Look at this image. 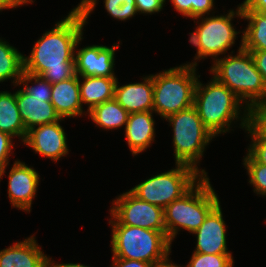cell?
<instances>
[{"instance_id": "cell-1", "label": "cell", "mask_w": 266, "mask_h": 267, "mask_svg": "<svg viewBox=\"0 0 266 267\" xmlns=\"http://www.w3.org/2000/svg\"><path fill=\"white\" fill-rule=\"evenodd\" d=\"M97 0H81L64 19L46 31L23 57L24 71L40 75L51 84L72 78L75 72V49L83 39V28Z\"/></svg>"}, {"instance_id": "cell-2", "label": "cell", "mask_w": 266, "mask_h": 267, "mask_svg": "<svg viewBox=\"0 0 266 267\" xmlns=\"http://www.w3.org/2000/svg\"><path fill=\"white\" fill-rule=\"evenodd\" d=\"M199 80L195 87L194 106L209 131L215 137L224 134L230 130L232 121H238L239 118L241 128L245 129L249 124V109L244 107L241 115L244 105L238 96L214 77L206 85Z\"/></svg>"}, {"instance_id": "cell-3", "label": "cell", "mask_w": 266, "mask_h": 267, "mask_svg": "<svg viewBox=\"0 0 266 267\" xmlns=\"http://www.w3.org/2000/svg\"><path fill=\"white\" fill-rule=\"evenodd\" d=\"M210 72L245 104L248 109L266 102V84L256 68L249 51L243 49V39L237 55H228L213 61Z\"/></svg>"}, {"instance_id": "cell-4", "label": "cell", "mask_w": 266, "mask_h": 267, "mask_svg": "<svg viewBox=\"0 0 266 267\" xmlns=\"http://www.w3.org/2000/svg\"><path fill=\"white\" fill-rule=\"evenodd\" d=\"M208 176H202L185 194L164 208V224L173 242L180 229L195 232L220 202Z\"/></svg>"}, {"instance_id": "cell-5", "label": "cell", "mask_w": 266, "mask_h": 267, "mask_svg": "<svg viewBox=\"0 0 266 267\" xmlns=\"http://www.w3.org/2000/svg\"><path fill=\"white\" fill-rule=\"evenodd\" d=\"M153 111L163 119L194 105L196 66L182 64L153 74Z\"/></svg>"}, {"instance_id": "cell-6", "label": "cell", "mask_w": 266, "mask_h": 267, "mask_svg": "<svg viewBox=\"0 0 266 267\" xmlns=\"http://www.w3.org/2000/svg\"><path fill=\"white\" fill-rule=\"evenodd\" d=\"M113 257L158 264L169 258L171 242L166 231L111 225Z\"/></svg>"}, {"instance_id": "cell-7", "label": "cell", "mask_w": 266, "mask_h": 267, "mask_svg": "<svg viewBox=\"0 0 266 267\" xmlns=\"http://www.w3.org/2000/svg\"><path fill=\"white\" fill-rule=\"evenodd\" d=\"M173 130V146L176 164L193 167L202 176H207L204 169L198 168L205 146L215 138L213 133L203 124L196 107L171 114L165 118ZM201 170V171H200Z\"/></svg>"}, {"instance_id": "cell-8", "label": "cell", "mask_w": 266, "mask_h": 267, "mask_svg": "<svg viewBox=\"0 0 266 267\" xmlns=\"http://www.w3.org/2000/svg\"><path fill=\"white\" fill-rule=\"evenodd\" d=\"M235 16L242 19L241 4L235 11L229 10L226 15L207 16L206 18L202 16L194 19L202 20L200 23L196 22L198 26L194 32L190 33L189 42L196 47L197 54L194 57L195 61L187 63L188 65L197 66L196 60L205 59L208 56L213 57L215 61L219 55L226 54L230 50L235 43L236 35L240 33L235 30L232 23Z\"/></svg>"}, {"instance_id": "cell-9", "label": "cell", "mask_w": 266, "mask_h": 267, "mask_svg": "<svg viewBox=\"0 0 266 267\" xmlns=\"http://www.w3.org/2000/svg\"><path fill=\"white\" fill-rule=\"evenodd\" d=\"M28 83L34 86H29ZM22 84L25 86L16 91V102L27 131L38 125L63 120L50 102L52 91L50 82L40 75L23 71L17 85Z\"/></svg>"}, {"instance_id": "cell-10", "label": "cell", "mask_w": 266, "mask_h": 267, "mask_svg": "<svg viewBox=\"0 0 266 267\" xmlns=\"http://www.w3.org/2000/svg\"><path fill=\"white\" fill-rule=\"evenodd\" d=\"M202 175L193 167L176 164V168L139 183L130 191L139 199L163 209L185 194Z\"/></svg>"}, {"instance_id": "cell-11", "label": "cell", "mask_w": 266, "mask_h": 267, "mask_svg": "<svg viewBox=\"0 0 266 267\" xmlns=\"http://www.w3.org/2000/svg\"><path fill=\"white\" fill-rule=\"evenodd\" d=\"M110 225L136 226L143 229L166 231L164 209L139 199L130 190L113 200ZM112 219V220H111Z\"/></svg>"}, {"instance_id": "cell-12", "label": "cell", "mask_w": 266, "mask_h": 267, "mask_svg": "<svg viewBox=\"0 0 266 267\" xmlns=\"http://www.w3.org/2000/svg\"><path fill=\"white\" fill-rule=\"evenodd\" d=\"M60 122L61 120L29 129L23 143L52 161L60 160L69 152L66 133Z\"/></svg>"}, {"instance_id": "cell-13", "label": "cell", "mask_w": 266, "mask_h": 267, "mask_svg": "<svg viewBox=\"0 0 266 267\" xmlns=\"http://www.w3.org/2000/svg\"><path fill=\"white\" fill-rule=\"evenodd\" d=\"M9 171L8 197L12 207L28 213L36 197L40 175L20 160H16Z\"/></svg>"}, {"instance_id": "cell-14", "label": "cell", "mask_w": 266, "mask_h": 267, "mask_svg": "<svg viewBox=\"0 0 266 267\" xmlns=\"http://www.w3.org/2000/svg\"><path fill=\"white\" fill-rule=\"evenodd\" d=\"M120 44L112 47L91 45L75 51V72L78 76H101L116 78L114 73L115 50Z\"/></svg>"}, {"instance_id": "cell-15", "label": "cell", "mask_w": 266, "mask_h": 267, "mask_svg": "<svg viewBox=\"0 0 266 267\" xmlns=\"http://www.w3.org/2000/svg\"><path fill=\"white\" fill-rule=\"evenodd\" d=\"M197 236L194 252L204 254H231L226 242V224L220 202L208 213L201 226L193 232Z\"/></svg>"}, {"instance_id": "cell-16", "label": "cell", "mask_w": 266, "mask_h": 267, "mask_svg": "<svg viewBox=\"0 0 266 267\" xmlns=\"http://www.w3.org/2000/svg\"><path fill=\"white\" fill-rule=\"evenodd\" d=\"M143 82L115 85L114 99L128 112L153 111V77L145 76Z\"/></svg>"}, {"instance_id": "cell-17", "label": "cell", "mask_w": 266, "mask_h": 267, "mask_svg": "<svg viewBox=\"0 0 266 267\" xmlns=\"http://www.w3.org/2000/svg\"><path fill=\"white\" fill-rule=\"evenodd\" d=\"M47 262L33 235L0 250V267H47Z\"/></svg>"}, {"instance_id": "cell-18", "label": "cell", "mask_w": 266, "mask_h": 267, "mask_svg": "<svg viewBox=\"0 0 266 267\" xmlns=\"http://www.w3.org/2000/svg\"><path fill=\"white\" fill-rule=\"evenodd\" d=\"M154 111L129 113L125 125V138L133 156L152 145L155 137Z\"/></svg>"}, {"instance_id": "cell-19", "label": "cell", "mask_w": 266, "mask_h": 267, "mask_svg": "<svg viewBox=\"0 0 266 267\" xmlns=\"http://www.w3.org/2000/svg\"><path fill=\"white\" fill-rule=\"evenodd\" d=\"M50 102L63 119L81 116L84 112L79 92V76L76 74L72 78L52 84Z\"/></svg>"}, {"instance_id": "cell-20", "label": "cell", "mask_w": 266, "mask_h": 267, "mask_svg": "<svg viewBox=\"0 0 266 267\" xmlns=\"http://www.w3.org/2000/svg\"><path fill=\"white\" fill-rule=\"evenodd\" d=\"M82 77V81H80ZM118 78L101 76H79V92L82 104H87V112L94 106L114 99L115 85Z\"/></svg>"}, {"instance_id": "cell-21", "label": "cell", "mask_w": 266, "mask_h": 267, "mask_svg": "<svg viewBox=\"0 0 266 267\" xmlns=\"http://www.w3.org/2000/svg\"><path fill=\"white\" fill-rule=\"evenodd\" d=\"M0 131L21 138L22 142L26 137L27 130L17 106L16 92L0 91Z\"/></svg>"}, {"instance_id": "cell-22", "label": "cell", "mask_w": 266, "mask_h": 267, "mask_svg": "<svg viewBox=\"0 0 266 267\" xmlns=\"http://www.w3.org/2000/svg\"><path fill=\"white\" fill-rule=\"evenodd\" d=\"M86 114L98 127L105 130H113L125 126L129 116V113L115 99L94 106Z\"/></svg>"}, {"instance_id": "cell-23", "label": "cell", "mask_w": 266, "mask_h": 267, "mask_svg": "<svg viewBox=\"0 0 266 267\" xmlns=\"http://www.w3.org/2000/svg\"><path fill=\"white\" fill-rule=\"evenodd\" d=\"M243 17L249 21L242 32L243 49L246 51H266V16L262 12L242 10Z\"/></svg>"}, {"instance_id": "cell-24", "label": "cell", "mask_w": 266, "mask_h": 267, "mask_svg": "<svg viewBox=\"0 0 266 267\" xmlns=\"http://www.w3.org/2000/svg\"><path fill=\"white\" fill-rule=\"evenodd\" d=\"M23 57L15 47L0 38V82L12 78L14 86H18L24 71Z\"/></svg>"}, {"instance_id": "cell-25", "label": "cell", "mask_w": 266, "mask_h": 267, "mask_svg": "<svg viewBox=\"0 0 266 267\" xmlns=\"http://www.w3.org/2000/svg\"><path fill=\"white\" fill-rule=\"evenodd\" d=\"M243 165L247 169L254 193L266 196V165L258 163L248 152L243 159Z\"/></svg>"}, {"instance_id": "cell-26", "label": "cell", "mask_w": 266, "mask_h": 267, "mask_svg": "<svg viewBox=\"0 0 266 267\" xmlns=\"http://www.w3.org/2000/svg\"><path fill=\"white\" fill-rule=\"evenodd\" d=\"M232 254H204L193 252L185 267H233Z\"/></svg>"}, {"instance_id": "cell-27", "label": "cell", "mask_w": 266, "mask_h": 267, "mask_svg": "<svg viewBox=\"0 0 266 267\" xmlns=\"http://www.w3.org/2000/svg\"><path fill=\"white\" fill-rule=\"evenodd\" d=\"M105 9L111 17L125 21L136 15L135 0H104Z\"/></svg>"}, {"instance_id": "cell-28", "label": "cell", "mask_w": 266, "mask_h": 267, "mask_svg": "<svg viewBox=\"0 0 266 267\" xmlns=\"http://www.w3.org/2000/svg\"><path fill=\"white\" fill-rule=\"evenodd\" d=\"M251 136V144L247 152L258 162L266 165V138L261 137L249 124L245 128Z\"/></svg>"}, {"instance_id": "cell-29", "label": "cell", "mask_w": 266, "mask_h": 267, "mask_svg": "<svg viewBox=\"0 0 266 267\" xmlns=\"http://www.w3.org/2000/svg\"><path fill=\"white\" fill-rule=\"evenodd\" d=\"M249 125L266 138V102L259 103L249 109Z\"/></svg>"}, {"instance_id": "cell-30", "label": "cell", "mask_w": 266, "mask_h": 267, "mask_svg": "<svg viewBox=\"0 0 266 267\" xmlns=\"http://www.w3.org/2000/svg\"><path fill=\"white\" fill-rule=\"evenodd\" d=\"M11 135L0 131V181L1 177L4 176L6 172V167L9 165V156L11 155V150L14 147L12 144Z\"/></svg>"}, {"instance_id": "cell-31", "label": "cell", "mask_w": 266, "mask_h": 267, "mask_svg": "<svg viewBox=\"0 0 266 267\" xmlns=\"http://www.w3.org/2000/svg\"><path fill=\"white\" fill-rule=\"evenodd\" d=\"M165 2L166 0H135L137 12L141 14L158 13Z\"/></svg>"}, {"instance_id": "cell-32", "label": "cell", "mask_w": 266, "mask_h": 267, "mask_svg": "<svg viewBox=\"0 0 266 267\" xmlns=\"http://www.w3.org/2000/svg\"><path fill=\"white\" fill-rule=\"evenodd\" d=\"M213 7L214 0H191V18H199L205 14L210 15Z\"/></svg>"}, {"instance_id": "cell-33", "label": "cell", "mask_w": 266, "mask_h": 267, "mask_svg": "<svg viewBox=\"0 0 266 267\" xmlns=\"http://www.w3.org/2000/svg\"><path fill=\"white\" fill-rule=\"evenodd\" d=\"M111 264L112 265L110 267H156V264L154 263L116 257H112Z\"/></svg>"}, {"instance_id": "cell-34", "label": "cell", "mask_w": 266, "mask_h": 267, "mask_svg": "<svg viewBox=\"0 0 266 267\" xmlns=\"http://www.w3.org/2000/svg\"><path fill=\"white\" fill-rule=\"evenodd\" d=\"M254 59L259 73L262 75L266 84V51H249Z\"/></svg>"}, {"instance_id": "cell-35", "label": "cell", "mask_w": 266, "mask_h": 267, "mask_svg": "<svg viewBox=\"0 0 266 267\" xmlns=\"http://www.w3.org/2000/svg\"><path fill=\"white\" fill-rule=\"evenodd\" d=\"M241 9L263 13L266 10V0H244L243 3H241Z\"/></svg>"}, {"instance_id": "cell-36", "label": "cell", "mask_w": 266, "mask_h": 267, "mask_svg": "<svg viewBox=\"0 0 266 267\" xmlns=\"http://www.w3.org/2000/svg\"><path fill=\"white\" fill-rule=\"evenodd\" d=\"M171 3L178 13L191 18V0H171Z\"/></svg>"}, {"instance_id": "cell-37", "label": "cell", "mask_w": 266, "mask_h": 267, "mask_svg": "<svg viewBox=\"0 0 266 267\" xmlns=\"http://www.w3.org/2000/svg\"><path fill=\"white\" fill-rule=\"evenodd\" d=\"M51 259L52 258L48 257L47 267H89V266H85L84 264H77V263L57 264Z\"/></svg>"}, {"instance_id": "cell-38", "label": "cell", "mask_w": 266, "mask_h": 267, "mask_svg": "<svg viewBox=\"0 0 266 267\" xmlns=\"http://www.w3.org/2000/svg\"><path fill=\"white\" fill-rule=\"evenodd\" d=\"M17 8L11 0H0V11L3 9Z\"/></svg>"}, {"instance_id": "cell-39", "label": "cell", "mask_w": 266, "mask_h": 267, "mask_svg": "<svg viewBox=\"0 0 266 267\" xmlns=\"http://www.w3.org/2000/svg\"><path fill=\"white\" fill-rule=\"evenodd\" d=\"M171 260L168 258L167 260H165L164 262H161V263H158L156 265V267H183V266H180V265H176L172 262H170Z\"/></svg>"}, {"instance_id": "cell-40", "label": "cell", "mask_w": 266, "mask_h": 267, "mask_svg": "<svg viewBox=\"0 0 266 267\" xmlns=\"http://www.w3.org/2000/svg\"><path fill=\"white\" fill-rule=\"evenodd\" d=\"M11 1L16 5V7L22 6L27 3H34L33 0H11Z\"/></svg>"}]
</instances>
